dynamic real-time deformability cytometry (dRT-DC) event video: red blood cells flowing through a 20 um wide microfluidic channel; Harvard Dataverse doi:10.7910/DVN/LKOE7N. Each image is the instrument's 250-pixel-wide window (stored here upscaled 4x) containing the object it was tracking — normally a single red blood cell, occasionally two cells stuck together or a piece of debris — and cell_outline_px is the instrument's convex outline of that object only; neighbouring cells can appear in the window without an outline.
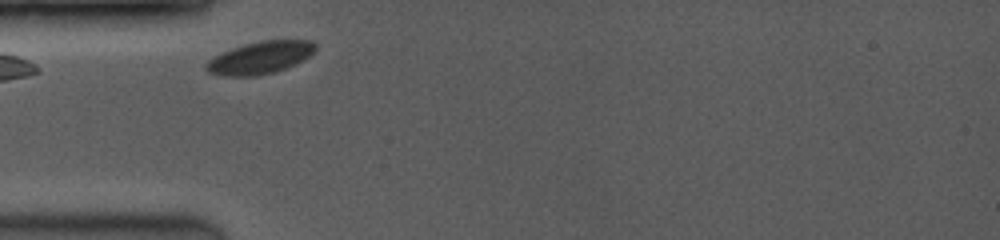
{"species": "common noctule bat (a hibernating species)", "species_latin": "Nyctalus noctula", "temperature_condition": "room temperature", "stored_images_in_passage": 7, "camera_frame_rate_fps": 3500, "um_per_image_px": 0.085, "animal": {"sex": "female", "body_mass_g": 19.0, "forearm_length_mm": 53.3}, "frame": {"image": 1, "passage_image": 1, "time_ms": 0.0, "image_size_px": [1000, 240], "cell_outline_px": [[316, 48], [304, 60], [296, 64], [272, 72], [256, 76], [224, 76], [208, 72], [204, 68], [204, 64], [208, 60], [224, 52], [244, 44], [260, 40], [312, 40], [316, 44]], "centroid_in_image_um": [22.11, 4.9], "position_along_channel_um": 62.9, "area_um2": 20.46}}
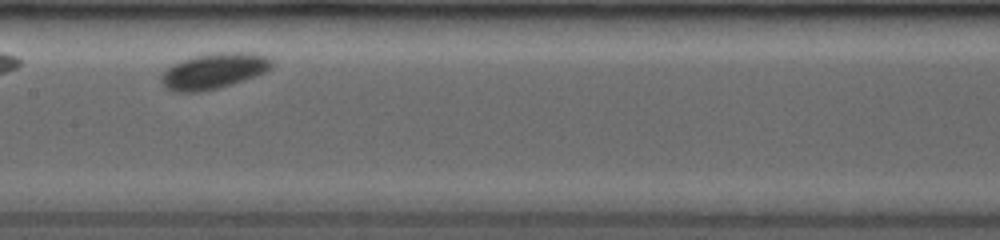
{"frame": {"image": 2, "passage_image": 6, "time_ms": 3.429, "image_size_px": [1000, 240], "cell_outline_px": [[272, 68], [256, 76], [232, 84], [200, 92], [176, 92], [164, 88], [160, 84], [160, 76], [172, 64], [196, 56], [220, 52], [248, 52], [268, 56], [272, 60]], "centroid_in_image_um": [18.17, 6.04], "position_along_channel_um": 189.2, "area_um2": 22.95}}
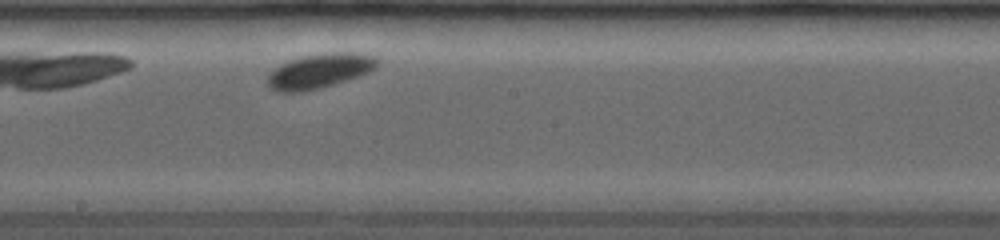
{"frame": {"image": 3, "passage_image": 7, "time_ms": 4.286, "image_size_px": [1000, 240], "cell_outline_px": [[376, 68], [368, 72], [348, 80], [300, 92], [276, 92], [268, 88], [268, 76], [280, 64], [288, 60], [300, 56], [328, 52], [356, 52], [372, 56], [376, 60]], "centroid_in_image_um": [27.12, 6.02], "position_along_channel_um": 221.1, "area_um2": 21.96}}